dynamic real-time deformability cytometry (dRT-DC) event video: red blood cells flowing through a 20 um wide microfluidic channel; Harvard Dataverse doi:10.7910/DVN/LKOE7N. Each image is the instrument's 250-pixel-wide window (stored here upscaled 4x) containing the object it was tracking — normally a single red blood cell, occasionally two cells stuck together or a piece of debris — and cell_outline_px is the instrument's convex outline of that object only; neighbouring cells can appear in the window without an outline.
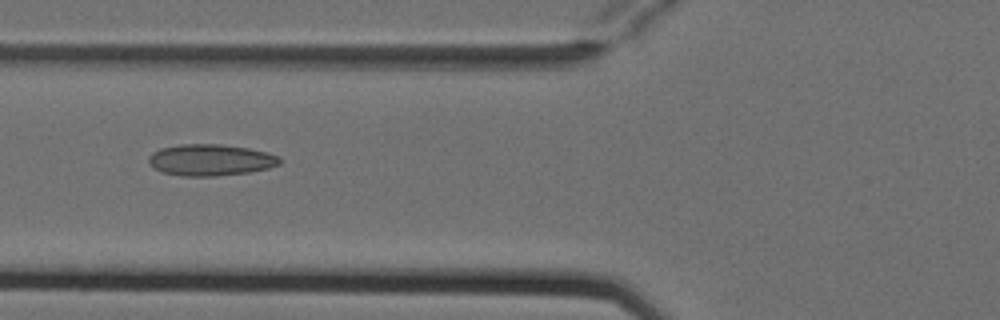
{"species": "Egyptian fruit bat (a non-hibernating species)", "species_latin": "Rousettus aegyptiacus", "temperature_condition": "cold", "stored_images_in_passage": 5, "camera_frame_rate_fps": 3000, "um_per_image_px": 0.085, "animal": {"sex": "female"}, "frame": {"image": 1, "passage_image": 2, "time_ms": 0.333, "image_size_px": [1000, 320], "cell_outline_px": [[280, 164], [268, 168], [248, 172], [216, 176], [184, 176], [160, 172], [148, 164], [148, 156], [152, 152], [160, 148], [180, 144], [220, 144], [248, 148], [268, 152], [280, 156]], "centroid_in_image_um": [17.86, 13.59], "position_along_channel_um": 107.9, "area_um2": 24.22}}
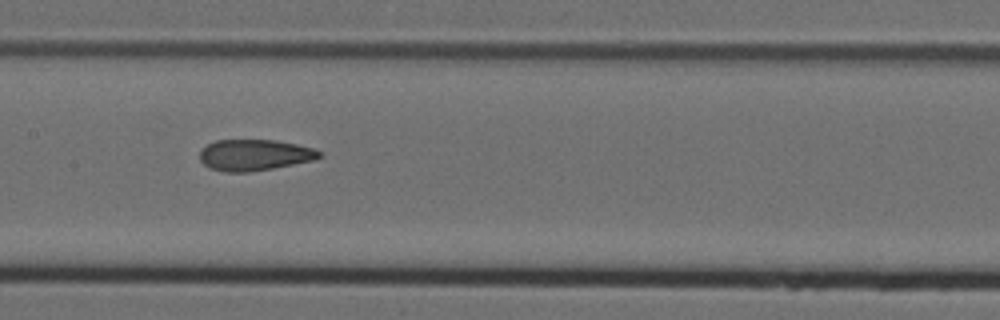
{"frame": {"image": 2, "passage_image": 4, "time_ms": 1.0, "image_size_px": [1000, 320], "cell_outline_px": [[324, 156], [316, 160], [272, 168], [248, 172], [224, 172], [208, 168], [200, 160], [200, 152], [208, 144], [216, 140], [276, 140], [316, 148], [324, 152]], "centroid_in_image_um": [21.7, 13.18], "position_along_channel_um": 185.7, "area_um2": 21.96}}
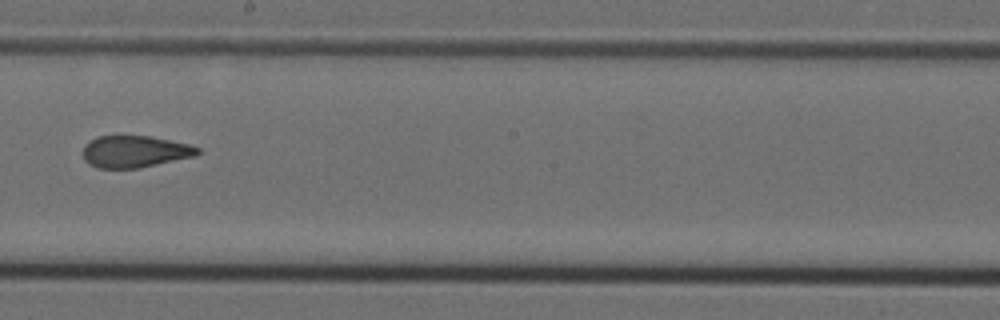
{"frame": {"image": 3, "passage_image": 5, "time_ms": 1.333, "image_size_px": [1000, 320], "cell_outline_px": [[200, 152], [196, 156], [140, 168], [96, 168], [88, 164], [84, 160], [84, 144], [96, 136], [152, 136], [188, 144], [200, 148]], "centroid_in_image_um": [11.46, 12.89], "position_along_channel_um": 236.7, "area_um2": 21.44}}